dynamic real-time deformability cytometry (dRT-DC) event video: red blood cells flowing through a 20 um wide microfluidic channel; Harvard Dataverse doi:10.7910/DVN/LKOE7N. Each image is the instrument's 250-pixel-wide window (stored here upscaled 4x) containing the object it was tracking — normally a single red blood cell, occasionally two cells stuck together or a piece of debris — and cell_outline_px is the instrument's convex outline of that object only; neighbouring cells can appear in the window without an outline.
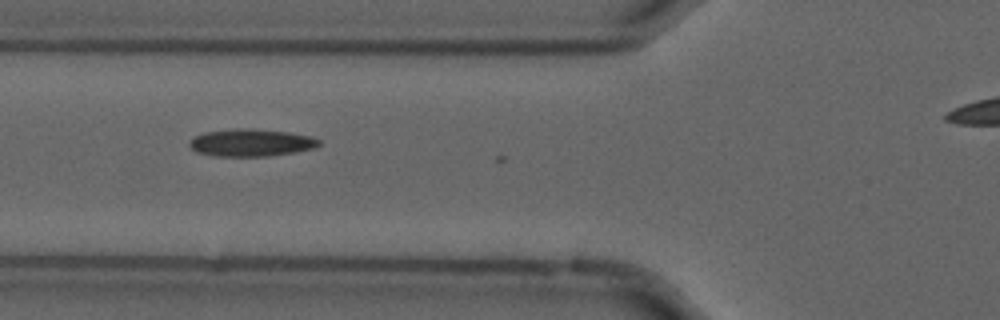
{"species": "common noctule bat (a hibernating species)", "species_latin": "Nyctalus noctula", "temperature_condition": "cold", "stored_images_in_passage": 4, "camera_frame_rate_fps": 3000, "um_per_image_px": 0.085, "animal": {"sex": "male", "forearm_length_mm": 52.5}, "frame": {"image": 1, "passage_image": 3, "time_ms": 0.667, "image_size_px": [1000, 320], "cell_outline_px": [[320, 144], [312, 148], [292, 152], [268, 156], [212, 156], [196, 152], [188, 144], [188, 140], [192, 136], [204, 132], [236, 128], [252, 128], [288, 132], [312, 136], [320, 140]], "centroid_in_image_um": [21.27, 12.11], "position_along_channel_um": 104.5, "area_um2": 20.81}}